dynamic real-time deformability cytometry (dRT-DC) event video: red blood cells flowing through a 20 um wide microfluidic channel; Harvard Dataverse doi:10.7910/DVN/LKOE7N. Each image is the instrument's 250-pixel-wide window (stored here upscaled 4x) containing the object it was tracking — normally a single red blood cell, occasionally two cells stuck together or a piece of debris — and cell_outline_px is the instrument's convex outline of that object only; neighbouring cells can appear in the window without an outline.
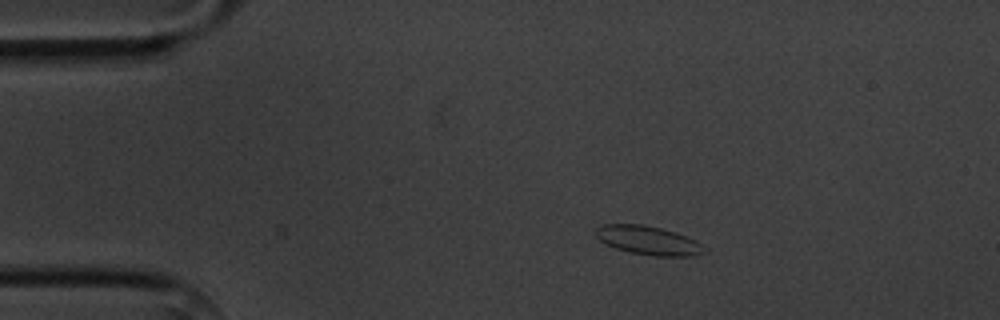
{"species": "common noctule bat (a hibernating species)", "species_latin": "Nyctalus noctula", "temperature_condition": "cold", "stored_images_in_passage": 2, "camera_frame_rate_fps": 3000, "um_per_image_px": 0.085, "animal": {"sex": "male", "body_mass_g": 20.1, "forearm_length_mm": 53.5}, "frame": {"image": 1, "passage_image": 2, "time_ms": 1.333, "image_size_px": [1000, 320], "cell_outline_px": [[708, 252], [696, 256], [656, 256], [628, 252], [604, 244], [596, 236], [596, 228], [600, 224], [640, 224], [660, 228], [676, 232], [696, 240], [704, 244], [708, 248]], "centroid_in_image_um": [55.16, 20.44], "position_along_channel_um": 29.8, "area_um2": 18.55}}